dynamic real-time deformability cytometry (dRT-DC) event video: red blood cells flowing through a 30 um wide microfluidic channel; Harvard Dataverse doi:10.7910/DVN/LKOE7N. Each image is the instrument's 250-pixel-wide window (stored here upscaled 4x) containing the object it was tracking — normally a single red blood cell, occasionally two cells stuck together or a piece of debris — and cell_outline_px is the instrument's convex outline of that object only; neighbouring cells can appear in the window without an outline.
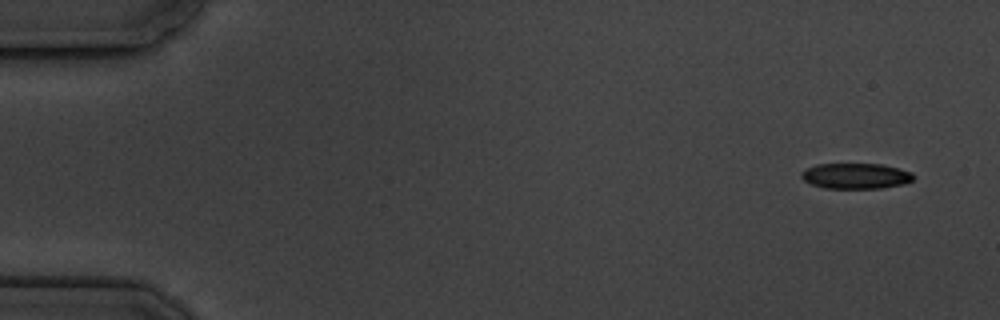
{"species": "common noctule bat (a hibernating species)", "species_latin": "Nyctalus noctula", "temperature_condition": "cold", "stored_images_in_passage": 5, "camera_frame_rate_fps": 3000, "um_per_image_px": 0.085, "animal": {"sex": "male", "body_mass_g": 19.5, "forearm_length_mm": 54.6}, "frame": {"image": 1, "passage_image": 1, "time_ms": 0.0, "image_size_px": [1000, 320], "cell_outline_px": [[916, 176], [912, 180], [904, 184], [880, 188], [824, 188], [812, 184], [804, 180], [800, 176], [800, 172], [804, 168], [816, 164], [884, 164], [900, 168], [912, 172]], "centroid_in_image_um": [72.74, 14.94], "position_along_channel_um": 12.3, "area_um2": 16.94}}
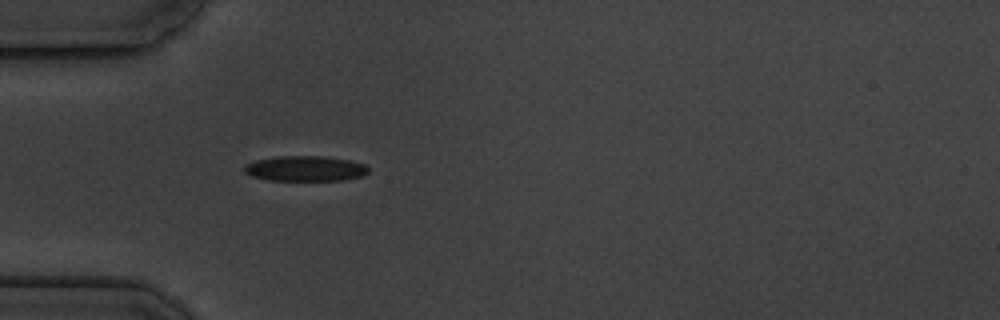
{"frame": {"image": 2, "passage_image": 5, "time_ms": 4.667, "image_size_px": [1000, 320], "cell_outline_px": [[368, 172], [364, 176], [344, 180], [268, 180], [252, 176], [244, 172], [244, 164], [256, 160], [280, 156], [324, 156], [348, 160], [364, 164], [368, 168]], "centroid_in_image_um": [25.94, 14.33], "position_along_channel_um": 59.1, "area_um2": 18.26}}